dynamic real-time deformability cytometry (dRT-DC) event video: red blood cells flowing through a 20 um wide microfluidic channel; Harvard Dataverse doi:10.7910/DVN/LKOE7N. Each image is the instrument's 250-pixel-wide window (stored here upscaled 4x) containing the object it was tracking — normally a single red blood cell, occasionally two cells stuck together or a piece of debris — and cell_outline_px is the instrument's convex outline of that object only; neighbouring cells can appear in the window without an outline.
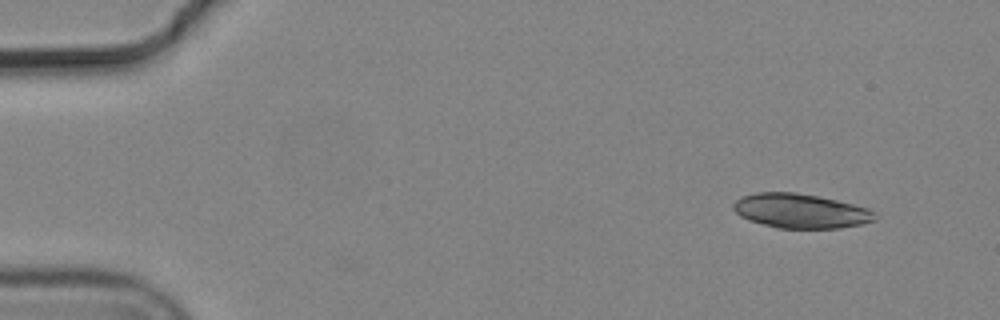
{"species": "common noctule bat (a hibernating species)", "species_latin": "Nyctalus noctula", "temperature_condition": "cold", "stored_images_in_passage": 7, "camera_frame_rate_fps": 3000, "um_per_image_px": 0.085, "animal": {"sex": "male", "body_mass_g": 19.2, "forearm_length_mm": 51.8}, "frame": {"image": 1, "passage_image": 1, "time_ms": 0.0, "image_size_px": [1000, 320], "cell_outline_px": [[876, 220], [860, 224], [840, 228], [776, 228], [748, 220], [740, 216], [732, 208], [732, 204], [740, 196], [756, 192], [796, 192], [820, 196], [868, 208], [876, 212]], "centroid_in_image_um": [68.02, 17.92], "position_along_channel_um": 17.0, "area_um2": 28.61}}
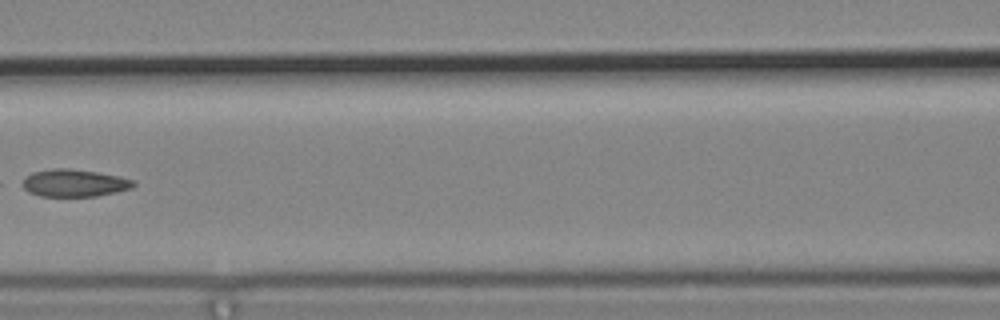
{"frame": {"image": 2, "passage_image": 6, "time_ms": 1.667, "image_size_px": [1000, 320], "cell_outline_px": [[136, 184], [132, 188], [116, 192], [96, 196], [40, 196], [28, 192], [24, 188], [24, 176], [32, 172], [52, 168], [68, 168], [96, 172], [120, 176], [136, 180]], "centroid_in_image_um": [6.34, 15.55], "position_along_channel_um": 160.3, "area_um2": 17.8}}
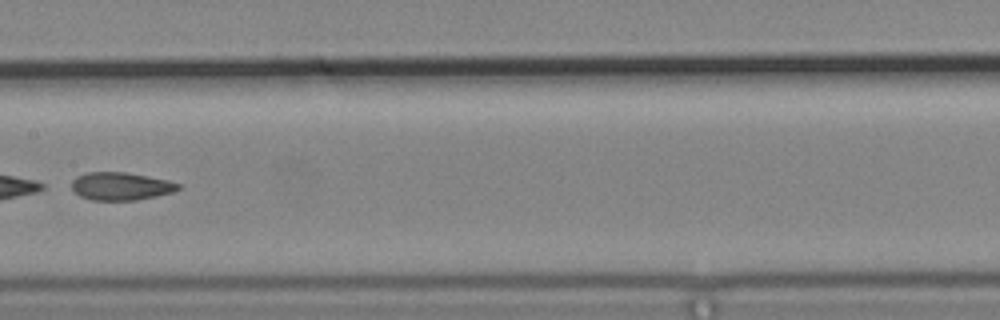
{"frame": {"image": 3, "passage_image": 7, "time_ms": 2.0, "image_size_px": [1000, 320], "cell_outline_px": [[180, 188], [172, 192], [156, 196], [136, 200], [92, 200], [80, 196], [72, 192], [72, 180], [76, 176], [88, 172], [124, 172], [148, 176], [168, 180], [180, 184]], "centroid_in_image_um": [10.24, 15.83], "position_along_channel_um": 197.2, "area_um2": 17.34}}